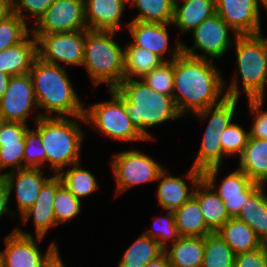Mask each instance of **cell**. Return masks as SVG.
<instances>
[{"instance_id": "40", "label": "cell", "mask_w": 267, "mask_h": 267, "mask_svg": "<svg viewBox=\"0 0 267 267\" xmlns=\"http://www.w3.org/2000/svg\"><path fill=\"white\" fill-rule=\"evenodd\" d=\"M249 139V131L236 123H230L221 135L223 156L242 155Z\"/></svg>"}, {"instance_id": "37", "label": "cell", "mask_w": 267, "mask_h": 267, "mask_svg": "<svg viewBox=\"0 0 267 267\" xmlns=\"http://www.w3.org/2000/svg\"><path fill=\"white\" fill-rule=\"evenodd\" d=\"M141 80L158 93L172 96L174 89V60L164 61Z\"/></svg>"}, {"instance_id": "27", "label": "cell", "mask_w": 267, "mask_h": 267, "mask_svg": "<svg viewBox=\"0 0 267 267\" xmlns=\"http://www.w3.org/2000/svg\"><path fill=\"white\" fill-rule=\"evenodd\" d=\"M172 245V246H171ZM164 249L170 267H201L204 237H179Z\"/></svg>"}, {"instance_id": "19", "label": "cell", "mask_w": 267, "mask_h": 267, "mask_svg": "<svg viewBox=\"0 0 267 267\" xmlns=\"http://www.w3.org/2000/svg\"><path fill=\"white\" fill-rule=\"evenodd\" d=\"M43 172L42 169L23 168L2 176L7 184L9 195L11 196L12 191H15L19 216L33 206L42 186L50 178L45 177Z\"/></svg>"}, {"instance_id": "9", "label": "cell", "mask_w": 267, "mask_h": 267, "mask_svg": "<svg viewBox=\"0 0 267 267\" xmlns=\"http://www.w3.org/2000/svg\"><path fill=\"white\" fill-rule=\"evenodd\" d=\"M111 169L116 184V195L124 193L132 186L156 182L165 170L160 163L153 160L146 153L132 149L113 155ZM131 187V188H130Z\"/></svg>"}, {"instance_id": "23", "label": "cell", "mask_w": 267, "mask_h": 267, "mask_svg": "<svg viewBox=\"0 0 267 267\" xmlns=\"http://www.w3.org/2000/svg\"><path fill=\"white\" fill-rule=\"evenodd\" d=\"M214 14L215 0H175L172 25L182 34L192 32Z\"/></svg>"}, {"instance_id": "6", "label": "cell", "mask_w": 267, "mask_h": 267, "mask_svg": "<svg viewBox=\"0 0 267 267\" xmlns=\"http://www.w3.org/2000/svg\"><path fill=\"white\" fill-rule=\"evenodd\" d=\"M115 31L86 30L84 61L94 85L116 88L124 79V50L114 41Z\"/></svg>"}, {"instance_id": "28", "label": "cell", "mask_w": 267, "mask_h": 267, "mask_svg": "<svg viewBox=\"0 0 267 267\" xmlns=\"http://www.w3.org/2000/svg\"><path fill=\"white\" fill-rule=\"evenodd\" d=\"M248 224L263 244L267 245V193L260 186L243 204L236 217Z\"/></svg>"}, {"instance_id": "13", "label": "cell", "mask_w": 267, "mask_h": 267, "mask_svg": "<svg viewBox=\"0 0 267 267\" xmlns=\"http://www.w3.org/2000/svg\"><path fill=\"white\" fill-rule=\"evenodd\" d=\"M85 0H55L31 27L32 35L87 30Z\"/></svg>"}, {"instance_id": "43", "label": "cell", "mask_w": 267, "mask_h": 267, "mask_svg": "<svg viewBox=\"0 0 267 267\" xmlns=\"http://www.w3.org/2000/svg\"><path fill=\"white\" fill-rule=\"evenodd\" d=\"M55 0H13V12L17 14L25 23L28 15L33 17L36 23L42 15L46 12L47 8ZM24 12L28 14H24Z\"/></svg>"}, {"instance_id": "15", "label": "cell", "mask_w": 267, "mask_h": 267, "mask_svg": "<svg viewBox=\"0 0 267 267\" xmlns=\"http://www.w3.org/2000/svg\"><path fill=\"white\" fill-rule=\"evenodd\" d=\"M34 110L39 109L30 73L11 76L0 99V120L27 124V118Z\"/></svg>"}, {"instance_id": "44", "label": "cell", "mask_w": 267, "mask_h": 267, "mask_svg": "<svg viewBox=\"0 0 267 267\" xmlns=\"http://www.w3.org/2000/svg\"><path fill=\"white\" fill-rule=\"evenodd\" d=\"M28 124L0 120V144L25 142Z\"/></svg>"}, {"instance_id": "48", "label": "cell", "mask_w": 267, "mask_h": 267, "mask_svg": "<svg viewBox=\"0 0 267 267\" xmlns=\"http://www.w3.org/2000/svg\"><path fill=\"white\" fill-rule=\"evenodd\" d=\"M13 13V0H0V21Z\"/></svg>"}, {"instance_id": "29", "label": "cell", "mask_w": 267, "mask_h": 267, "mask_svg": "<svg viewBox=\"0 0 267 267\" xmlns=\"http://www.w3.org/2000/svg\"><path fill=\"white\" fill-rule=\"evenodd\" d=\"M180 237H205L213 231L206 225L198 201L192 197L173 211Z\"/></svg>"}, {"instance_id": "34", "label": "cell", "mask_w": 267, "mask_h": 267, "mask_svg": "<svg viewBox=\"0 0 267 267\" xmlns=\"http://www.w3.org/2000/svg\"><path fill=\"white\" fill-rule=\"evenodd\" d=\"M236 254L217 232L204 237V257L201 267H234Z\"/></svg>"}, {"instance_id": "51", "label": "cell", "mask_w": 267, "mask_h": 267, "mask_svg": "<svg viewBox=\"0 0 267 267\" xmlns=\"http://www.w3.org/2000/svg\"><path fill=\"white\" fill-rule=\"evenodd\" d=\"M258 1V5L260 7V4L263 6V8H265L267 10V0H257Z\"/></svg>"}, {"instance_id": "3", "label": "cell", "mask_w": 267, "mask_h": 267, "mask_svg": "<svg viewBox=\"0 0 267 267\" xmlns=\"http://www.w3.org/2000/svg\"><path fill=\"white\" fill-rule=\"evenodd\" d=\"M116 89L131 123L147 140H153L148 128L183 117L173 96L158 93L140 79L123 80Z\"/></svg>"}, {"instance_id": "2", "label": "cell", "mask_w": 267, "mask_h": 267, "mask_svg": "<svg viewBox=\"0 0 267 267\" xmlns=\"http://www.w3.org/2000/svg\"><path fill=\"white\" fill-rule=\"evenodd\" d=\"M66 69L36 58L30 75L33 80L38 109L41 117H79L84 116V105L74 90Z\"/></svg>"}, {"instance_id": "14", "label": "cell", "mask_w": 267, "mask_h": 267, "mask_svg": "<svg viewBox=\"0 0 267 267\" xmlns=\"http://www.w3.org/2000/svg\"><path fill=\"white\" fill-rule=\"evenodd\" d=\"M220 166L211 167L202 172L203 179L212 187L224 201L230 218H236L246 200L261 186L253 182L241 169L237 167L224 177L220 184H216ZM217 185V186H216Z\"/></svg>"}, {"instance_id": "5", "label": "cell", "mask_w": 267, "mask_h": 267, "mask_svg": "<svg viewBox=\"0 0 267 267\" xmlns=\"http://www.w3.org/2000/svg\"><path fill=\"white\" fill-rule=\"evenodd\" d=\"M262 33L254 35H237L234 41L238 72L234 73L233 80L226 95L230 98L241 96L238 85V76L242 80V90L247 99H264L267 85V37Z\"/></svg>"}, {"instance_id": "8", "label": "cell", "mask_w": 267, "mask_h": 267, "mask_svg": "<svg viewBox=\"0 0 267 267\" xmlns=\"http://www.w3.org/2000/svg\"><path fill=\"white\" fill-rule=\"evenodd\" d=\"M111 100L92 104L84 109L85 124L115 141H146L131 123L122 103V94L116 89H108Z\"/></svg>"}, {"instance_id": "26", "label": "cell", "mask_w": 267, "mask_h": 267, "mask_svg": "<svg viewBox=\"0 0 267 267\" xmlns=\"http://www.w3.org/2000/svg\"><path fill=\"white\" fill-rule=\"evenodd\" d=\"M193 197L198 201L206 225L213 232L230 219L224 201L204 179L197 185Z\"/></svg>"}, {"instance_id": "11", "label": "cell", "mask_w": 267, "mask_h": 267, "mask_svg": "<svg viewBox=\"0 0 267 267\" xmlns=\"http://www.w3.org/2000/svg\"><path fill=\"white\" fill-rule=\"evenodd\" d=\"M33 36L37 40V58L41 61L61 67V63L82 66L86 30Z\"/></svg>"}, {"instance_id": "16", "label": "cell", "mask_w": 267, "mask_h": 267, "mask_svg": "<svg viewBox=\"0 0 267 267\" xmlns=\"http://www.w3.org/2000/svg\"><path fill=\"white\" fill-rule=\"evenodd\" d=\"M172 23H143L139 21H130L127 23L128 32H130L134 46L143 48L147 51L155 53L164 61H172L182 54V41L177 38L175 41L174 51L168 59L165 57L170 48L169 45V31L167 30Z\"/></svg>"}, {"instance_id": "4", "label": "cell", "mask_w": 267, "mask_h": 267, "mask_svg": "<svg viewBox=\"0 0 267 267\" xmlns=\"http://www.w3.org/2000/svg\"><path fill=\"white\" fill-rule=\"evenodd\" d=\"M34 120L35 129L40 133L46 152V162L54 175H58L66 167L81 163V147L85 134L79 122H85L84 116L41 117L38 112Z\"/></svg>"}, {"instance_id": "47", "label": "cell", "mask_w": 267, "mask_h": 267, "mask_svg": "<svg viewBox=\"0 0 267 267\" xmlns=\"http://www.w3.org/2000/svg\"><path fill=\"white\" fill-rule=\"evenodd\" d=\"M42 267H66L57 248L49 258L43 263Z\"/></svg>"}, {"instance_id": "46", "label": "cell", "mask_w": 267, "mask_h": 267, "mask_svg": "<svg viewBox=\"0 0 267 267\" xmlns=\"http://www.w3.org/2000/svg\"><path fill=\"white\" fill-rule=\"evenodd\" d=\"M10 195L7 184L2 176H0V218L5 214H9L11 217H15V212L10 207Z\"/></svg>"}, {"instance_id": "31", "label": "cell", "mask_w": 267, "mask_h": 267, "mask_svg": "<svg viewBox=\"0 0 267 267\" xmlns=\"http://www.w3.org/2000/svg\"><path fill=\"white\" fill-rule=\"evenodd\" d=\"M164 252L159 243L142 234L125 250L118 267H145Z\"/></svg>"}, {"instance_id": "22", "label": "cell", "mask_w": 267, "mask_h": 267, "mask_svg": "<svg viewBox=\"0 0 267 267\" xmlns=\"http://www.w3.org/2000/svg\"><path fill=\"white\" fill-rule=\"evenodd\" d=\"M36 58L37 40L30 32L20 43L0 52V71L10 76L30 73Z\"/></svg>"}, {"instance_id": "1", "label": "cell", "mask_w": 267, "mask_h": 267, "mask_svg": "<svg viewBox=\"0 0 267 267\" xmlns=\"http://www.w3.org/2000/svg\"><path fill=\"white\" fill-rule=\"evenodd\" d=\"M213 63L183 53L174 59L172 96L182 116L217 105L227 97L226 83Z\"/></svg>"}, {"instance_id": "38", "label": "cell", "mask_w": 267, "mask_h": 267, "mask_svg": "<svg viewBox=\"0 0 267 267\" xmlns=\"http://www.w3.org/2000/svg\"><path fill=\"white\" fill-rule=\"evenodd\" d=\"M143 233L155 239L163 249L168 247L169 241L172 244L180 237L175 224L174 213L168 210L166 216L154 218L152 229H148Z\"/></svg>"}, {"instance_id": "50", "label": "cell", "mask_w": 267, "mask_h": 267, "mask_svg": "<svg viewBox=\"0 0 267 267\" xmlns=\"http://www.w3.org/2000/svg\"><path fill=\"white\" fill-rule=\"evenodd\" d=\"M11 76L0 71V99L8 88Z\"/></svg>"}, {"instance_id": "24", "label": "cell", "mask_w": 267, "mask_h": 267, "mask_svg": "<svg viewBox=\"0 0 267 267\" xmlns=\"http://www.w3.org/2000/svg\"><path fill=\"white\" fill-rule=\"evenodd\" d=\"M216 232L235 254L254 251L264 245L255 231L238 218H230Z\"/></svg>"}, {"instance_id": "32", "label": "cell", "mask_w": 267, "mask_h": 267, "mask_svg": "<svg viewBox=\"0 0 267 267\" xmlns=\"http://www.w3.org/2000/svg\"><path fill=\"white\" fill-rule=\"evenodd\" d=\"M135 6L138 15L131 21L143 23H172L175 0H128Z\"/></svg>"}, {"instance_id": "45", "label": "cell", "mask_w": 267, "mask_h": 267, "mask_svg": "<svg viewBox=\"0 0 267 267\" xmlns=\"http://www.w3.org/2000/svg\"><path fill=\"white\" fill-rule=\"evenodd\" d=\"M234 267H267V245L236 254Z\"/></svg>"}, {"instance_id": "7", "label": "cell", "mask_w": 267, "mask_h": 267, "mask_svg": "<svg viewBox=\"0 0 267 267\" xmlns=\"http://www.w3.org/2000/svg\"><path fill=\"white\" fill-rule=\"evenodd\" d=\"M238 100L226 97L221 103L194 113L200 122L209 117L199 151L192 164L194 169L203 172L208 168L223 165L221 135L233 122Z\"/></svg>"}, {"instance_id": "10", "label": "cell", "mask_w": 267, "mask_h": 267, "mask_svg": "<svg viewBox=\"0 0 267 267\" xmlns=\"http://www.w3.org/2000/svg\"><path fill=\"white\" fill-rule=\"evenodd\" d=\"M230 30L234 34L233 39H231ZM191 34L194 44L188 47L183 42L182 53L193 58L212 61L225 55L233 47L237 36L217 13L203 21ZM197 49L201 51V54L196 53Z\"/></svg>"}, {"instance_id": "25", "label": "cell", "mask_w": 267, "mask_h": 267, "mask_svg": "<svg viewBox=\"0 0 267 267\" xmlns=\"http://www.w3.org/2000/svg\"><path fill=\"white\" fill-rule=\"evenodd\" d=\"M238 168L253 182L263 184L267 180V139L249 137Z\"/></svg>"}, {"instance_id": "18", "label": "cell", "mask_w": 267, "mask_h": 267, "mask_svg": "<svg viewBox=\"0 0 267 267\" xmlns=\"http://www.w3.org/2000/svg\"><path fill=\"white\" fill-rule=\"evenodd\" d=\"M185 177L190 181L192 191L189 189L188 183L185 182ZM202 179V172L193 167L188 170L186 176L184 175L181 178L168 175L167 170H164L157 179V181H160L156 193L158 206L165 211H174L181 207L193 197L195 189Z\"/></svg>"}, {"instance_id": "12", "label": "cell", "mask_w": 267, "mask_h": 267, "mask_svg": "<svg viewBox=\"0 0 267 267\" xmlns=\"http://www.w3.org/2000/svg\"><path fill=\"white\" fill-rule=\"evenodd\" d=\"M43 239L19 227L14 228L4 239L5 249L0 251L1 267H42L58 248L56 242H52L43 254L37 244Z\"/></svg>"}, {"instance_id": "30", "label": "cell", "mask_w": 267, "mask_h": 267, "mask_svg": "<svg viewBox=\"0 0 267 267\" xmlns=\"http://www.w3.org/2000/svg\"><path fill=\"white\" fill-rule=\"evenodd\" d=\"M164 60L155 53L136 47L132 43L124 48V79H142L160 66ZM134 77V78H133Z\"/></svg>"}, {"instance_id": "33", "label": "cell", "mask_w": 267, "mask_h": 267, "mask_svg": "<svg viewBox=\"0 0 267 267\" xmlns=\"http://www.w3.org/2000/svg\"><path fill=\"white\" fill-rule=\"evenodd\" d=\"M82 163L71 165L66 171L62 170L58 176L62 184L78 199L90 196L91 193L99 189V183L95 176L84 168Z\"/></svg>"}, {"instance_id": "36", "label": "cell", "mask_w": 267, "mask_h": 267, "mask_svg": "<svg viewBox=\"0 0 267 267\" xmlns=\"http://www.w3.org/2000/svg\"><path fill=\"white\" fill-rule=\"evenodd\" d=\"M30 32V26L13 12L0 21V52L20 43Z\"/></svg>"}, {"instance_id": "17", "label": "cell", "mask_w": 267, "mask_h": 267, "mask_svg": "<svg viewBox=\"0 0 267 267\" xmlns=\"http://www.w3.org/2000/svg\"><path fill=\"white\" fill-rule=\"evenodd\" d=\"M216 13L237 35L261 33L257 0H215Z\"/></svg>"}, {"instance_id": "39", "label": "cell", "mask_w": 267, "mask_h": 267, "mask_svg": "<svg viewBox=\"0 0 267 267\" xmlns=\"http://www.w3.org/2000/svg\"><path fill=\"white\" fill-rule=\"evenodd\" d=\"M23 168L42 169L46 165V152L42 145L40 133L29 128L25 135Z\"/></svg>"}, {"instance_id": "42", "label": "cell", "mask_w": 267, "mask_h": 267, "mask_svg": "<svg viewBox=\"0 0 267 267\" xmlns=\"http://www.w3.org/2000/svg\"><path fill=\"white\" fill-rule=\"evenodd\" d=\"M247 101L250 114L254 117L249 137L267 139V111L262 110L264 99H247Z\"/></svg>"}, {"instance_id": "20", "label": "cell", "mask_w": 267, "mask_h": 267, "mask_svg": "<svg viewBox=\"0 0 267 267\" xmlns=\"http://www.w3.org/2000/svg\"><path fill=\"white\" fill-rule=\"evenodd\" d=\"M61 185L62 181L58 175L50 176L42 186L33 206L21 215L23 223L29 222L33 217L35 236L44 238L50 228L58 227L53 205L56 191Z\"/></svg>"}, {"instance_id": "35", "label": "cell", "mask_w": 267, "mask_h": 267, "mask_svg": "<svg viewBox=\"0 0 267 267\" xmlns=\"http://www.w3.org/2000/svg\"><path fill=\"white\" fill-rule=\"evenodd\" d=\"M82 200L76 198L63 184L57 189L54 198V214L57 225L71 222L80 214Z\"/></svg>"}, {"instance_id": "49", "label": "cell", "mask_w": 267, "mask_h": 267, "mask_svg": "<svg viewBox=\"0 0 267 267\" xmlns=\"http://www.w3.org/2000/svg\"><path fill=\"white\" fill-rule=\"evenodd\" d=\"M145 267H170L167 255L163 252L156 259L150 261Z\"/></svg>"}, {"instance_id": "21", "label": "cell", "mask_w": 267, "mask_h": 267, "mask_svg": "<svg viewBox=\"0 0 267 267\" xmlns=\"http://www.w3.org/2000/svg\"><path fill=\"white\" fill-rule=\"evenodd\" d=\"M128 0H85L87 28L93 31L119 30Z\"/></svg>"}, {"instance_id": "41", "label": "cell", "mask_w": 267, "mask_h": 267, "mask_svg": "<svg viewBox=\"0 0 267 267\" xmlns=\"http://www.w3.org/2000/svg\"><path fill=\"white\" fill-rule=\"evenodd\" d=\"M24 148L25 142L11 143V144H0V173L5 168H10V171L0 174H4L19 169H23L24 159Z\"/></svg>"}]
</instances>
